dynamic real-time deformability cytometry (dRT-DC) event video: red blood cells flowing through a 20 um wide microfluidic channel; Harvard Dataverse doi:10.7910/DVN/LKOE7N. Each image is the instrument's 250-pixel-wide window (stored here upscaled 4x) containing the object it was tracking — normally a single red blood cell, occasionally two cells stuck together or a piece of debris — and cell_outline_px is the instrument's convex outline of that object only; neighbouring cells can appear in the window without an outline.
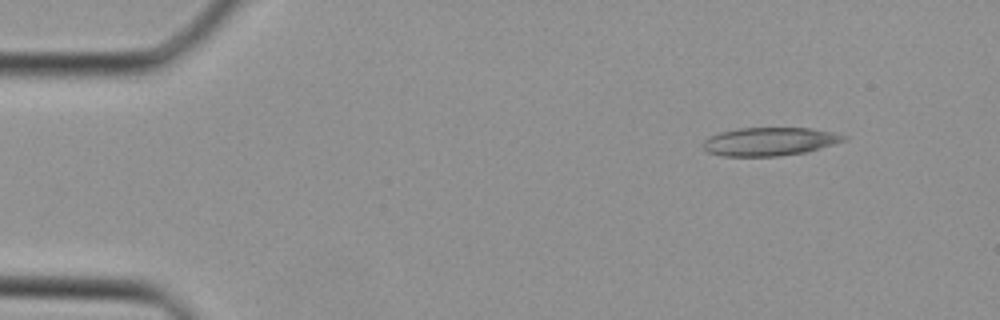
{"species": "Egyptian fruit bat (a non-hibernating species)", "species_latin": "Rousettus aegyptiacus", "temperature_condition": "cold", "stored_images_in_passage": 34, "camera_frame_rate_fps": 3000, "um_per_image_px": 0.085, "animal": {"sex": "female"}, "frame": {"image": 1, "passage_image": 1, "time_ms": 0.0, "image_size_px": [1000, 320], "cell_outline_px": [[848, 136], [844, 140], [808, 152], [776, 156], [724, 156], [708, 152], [704, 148], [704, 140], [720, 132], [740, 128], [812, 128], [836, 132]], "centroid_in_image_um": [65.45, 12.02], "position_along_channel_um": 19.5, "area_um2": 23.06}}
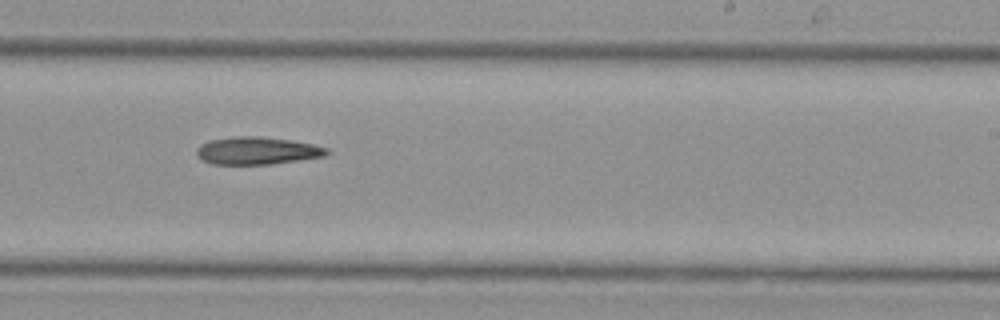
{"frame": {"image": 2, "passage_image": 20, "time_ms": 6.333, "image_size_px": [1000, 320], "cell_outline_px": [[328, 152], [324, 156], [272, 164], [212, 164], [200, 160], [196, 156], [196, 148], [200, 144], [208, 140], [236, 136], [260, 136], [288, 140], [312, 144], [328, 148]], "centroid_in_image_um": [21.77, 12.81], "position_along_channel_um": 267.2, "area_um2": 20.92}}
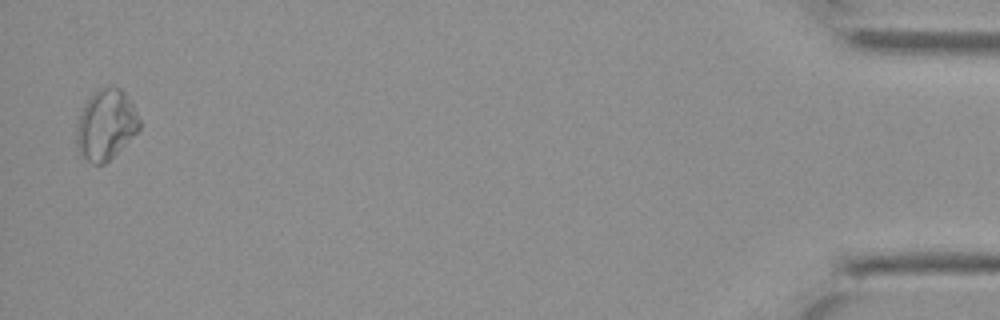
{"frame": {"image": 3, "passage_image": 34, "time_ms": 11.0, "image_size_px": [1000, 320], "cell_outline_px": [[140, 128], [104, 164], [92, 164], [80, 156], [76, 148], [76, 128], [80, 112], [84, 104], [96, 88], [112, 84], [120, 88], [124, 92], [132, 104], [140, 120]], "centroid_in_image_um": [8.95, 10.57], "position_along_channel_um": 426.2, "area_um2": 25.89}}